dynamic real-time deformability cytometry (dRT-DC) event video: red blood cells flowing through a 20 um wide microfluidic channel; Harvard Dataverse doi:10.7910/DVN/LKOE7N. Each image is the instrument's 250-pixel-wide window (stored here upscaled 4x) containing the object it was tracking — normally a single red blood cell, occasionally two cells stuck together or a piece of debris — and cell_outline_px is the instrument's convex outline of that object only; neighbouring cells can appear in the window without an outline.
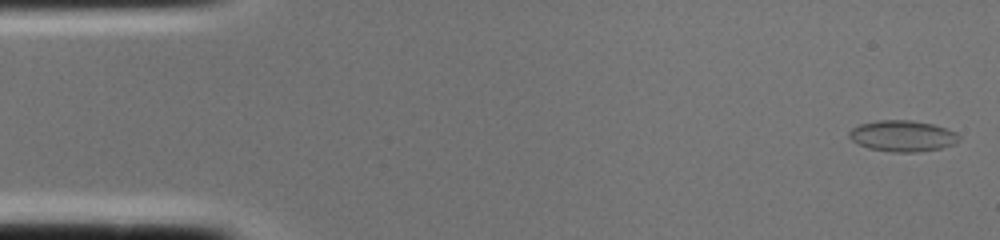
{"species": "common noctule bat (a hibernating species)", "species_latin": "Nyctalus noctula", "temperature_condition": "cold", "stored_images_in_passage": 2, "camera_frame_rate_fps": 3000, "um_per_image_px": 0.085, "animal": {"sex": "female", "body_mass_g": 22.0, "forearm_length_mm": 56.7}, "frame": {"image": 1, "passage_image": 1, "time_ms": 0.0, "image_size_px": [1000, 240], "cell_outline_px": [[960, 140], [952, 144], [940, 148], [916, 152], [892, 152], [868, 148], [852, 140], [848, 136], [848, 132], [852, 128], [860, 124], [880, 120], [912, 120], [932, 124], [956, 132], [960, 136]], "centroid_in_image_um": [76.7, 11.55], "position_along_channel_um": 8.3, "area_um2": 19.77}}
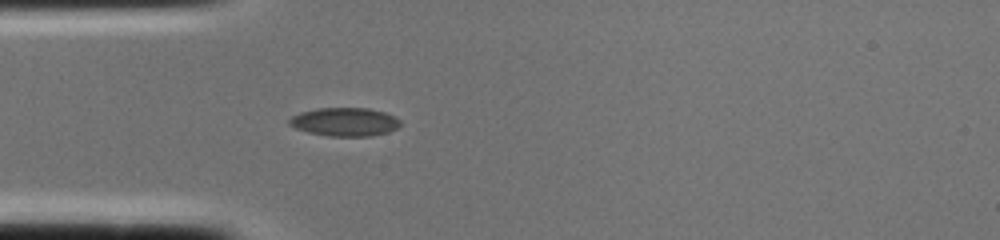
{"frame": {"image": 2, "passage_image": 2, "time_ms": 0.333, "image_size_px": [1000, 240], "cell_outline_px": [[400, 124], [396, 128], [388, 132], [372, 136], [328, 136], [308, 132], [296, 128], [288, 124], [288, 120], [292, 116], [300, 112], [316, 108], [368, 108], [384, 112], [400, 120]], "centroid_in_image_um": [29.27, 10.36], "position_along_channel_um": 55.7, "area_um2": 18.38}}